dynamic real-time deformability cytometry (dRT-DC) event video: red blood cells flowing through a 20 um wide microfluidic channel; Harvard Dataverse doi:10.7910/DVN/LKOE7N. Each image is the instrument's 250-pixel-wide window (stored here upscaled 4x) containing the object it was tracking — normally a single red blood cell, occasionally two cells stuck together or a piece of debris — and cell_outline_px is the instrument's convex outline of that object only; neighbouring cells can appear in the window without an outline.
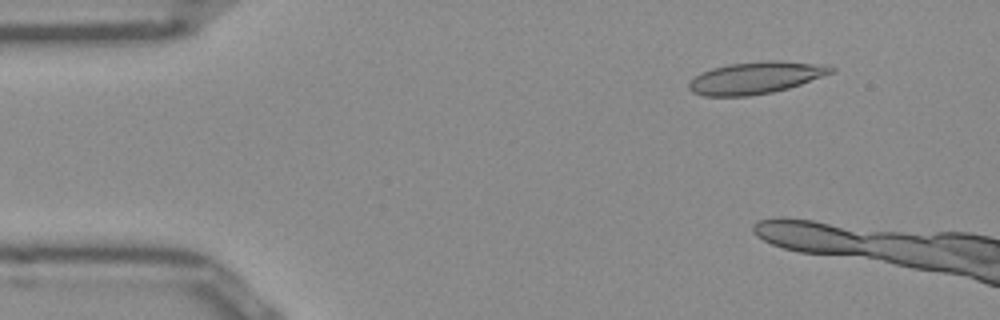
{"species": "Egyptian fruit bat (a non-hibernating species)", "species_latin": "Rousettus aegyptiacus", "temperature_condition": "room temperature", "stored_images_in_passage": 13, "camera_frame_rate_fps": 3000, "um_per_image_px": 0.085, "frame": {"image": 1, "passage_image": 6, "time_ms": 1.667, "image_size_px": [1000, 320], "cell_outline_px": [[836, 72], [788, 88], [772, 92], [748, 96], [704, 96], [692, 92], [688, 88], [688, 84], [700, 72], [712, 68], [728, 64], [764, 60], [780, 60], [828, 64], [836, 68]], "centroid_in_image_um": [64.29, 6.59], "position_along_channel_um": 20.7, "area_um2": 26.88}}